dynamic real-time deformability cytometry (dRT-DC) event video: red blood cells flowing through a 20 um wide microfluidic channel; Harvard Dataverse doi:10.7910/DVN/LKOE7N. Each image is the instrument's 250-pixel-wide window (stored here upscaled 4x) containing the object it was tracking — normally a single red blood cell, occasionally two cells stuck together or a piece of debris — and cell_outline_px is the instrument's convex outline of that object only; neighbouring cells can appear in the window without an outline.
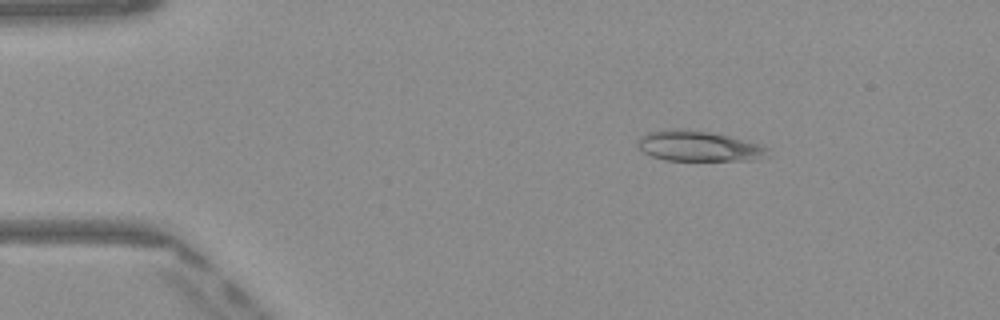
{"species": "Egyptian fruit bat (a non-hibernating species)", "species_latin": "Rousettus aegyptiacus", "temperature_condition": "warm", "stored_images_in_passage": 49, "camera_frame_rate_fps": 3000, "um_per_image_px": 0.085, "frame": {"image": 1, "passage_image": 7, "time_ms": 2.0, "image_size_px": [1000, 320], "cell_outline_px": [[768, 148], [764, 152], [752, 160], [664, 160], [652, 156], [644, 152], [636, 144], [636, 140], [640, 136], [648, 132], [668, 128], [680, 128], [708, 132], [728, 136], [760, 144]], "centroid_in_image_um": [59.24, 12.4], "position_along_channel_um": 25.8, "area_um2": 22.66}}
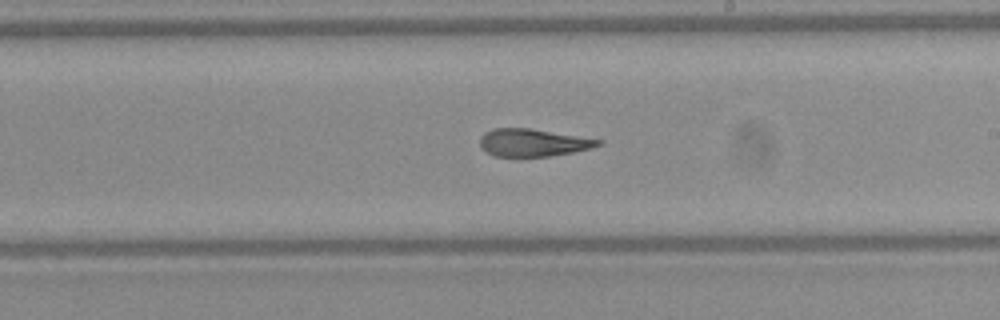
{"frame": {"image": 2, "passage_image": 28, "time_ms": 9.0, "image_size_px": [1000, 320], "cell_outline_px": [[604, 140], [600, 144], [592, 148], [552, 156], [496, 156], [480, 148], [480, 136], [484, 132], [492, 128], [528, 128]], "centroid_in_image_um": [45.28, 12.11], "position_along_channel_um": 243.7, "area_um2": 18.9}}
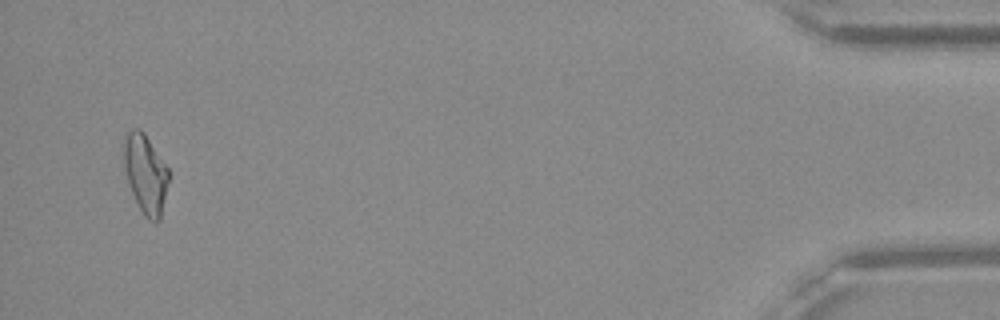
{"frame": {"image": 3, "passage_image": 47, "time_ms": 15.333, "image_size_px": [1000, 320], "cell_outline_px": [[168, 180], [160, 220], [156, 224], [148, 220], [144, 216], [132, 192], [124, 168], [124, 144], [128, 132], [132, 128], [140, 128], [144, 132], [168, 168]], "centroid_in_image_um": [12.37, 14.79], "position_along_channel_um": 422.8, "area_um2": 20.29}, "authors_computed_cell_mechanics": {"area_um2": 20.4612, "velocity_mm_per_s": 4.1057, "shape_relaxation_time_tau1_ms": 10.8611, "shape_relaxation_time_tau2_ms": 2.8682, "deformation_change_tau1": 0.3005, "deformation_change_tau2": 0.1306}}